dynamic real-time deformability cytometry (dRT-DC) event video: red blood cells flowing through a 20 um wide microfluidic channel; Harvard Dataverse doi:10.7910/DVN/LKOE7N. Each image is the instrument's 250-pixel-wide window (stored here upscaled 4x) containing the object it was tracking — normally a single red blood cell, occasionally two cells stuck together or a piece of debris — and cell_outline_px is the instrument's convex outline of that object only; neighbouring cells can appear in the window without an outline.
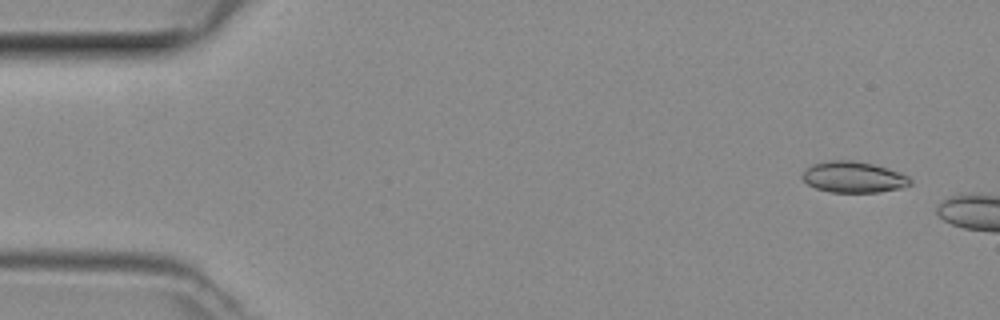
{"species": "common noctule bat (a hibernating species)", "species_latin": "Nyctalus noctula", "temperature_condition": "room temperature", "stored_images_in_passage": 9, "camera_frame_rate_fps": 3000, "um_per_image_px": 0.085, "animal": {"sex": "female", "body_mass_g": 29.2, "forearm_length_mm": 56.3}, "frame": {"image": 1, "passage_image": 2, "time_ms": 0.333, "image_size_px": [1000, 320], "cell_outline_px": [[912, 184], [900, 188], [880, 192], [832, 192], [816, 188], [808, 184], [800, 176], [812, 164], [832, 160], [852, 160], [872, 164], [888, 168], [900, 172], [908, 176], [912, 180]], "centroid_in_image_um": [72.57, 15.05], "position_along_channel_um": 12.4, "area_um2": 19.48}}